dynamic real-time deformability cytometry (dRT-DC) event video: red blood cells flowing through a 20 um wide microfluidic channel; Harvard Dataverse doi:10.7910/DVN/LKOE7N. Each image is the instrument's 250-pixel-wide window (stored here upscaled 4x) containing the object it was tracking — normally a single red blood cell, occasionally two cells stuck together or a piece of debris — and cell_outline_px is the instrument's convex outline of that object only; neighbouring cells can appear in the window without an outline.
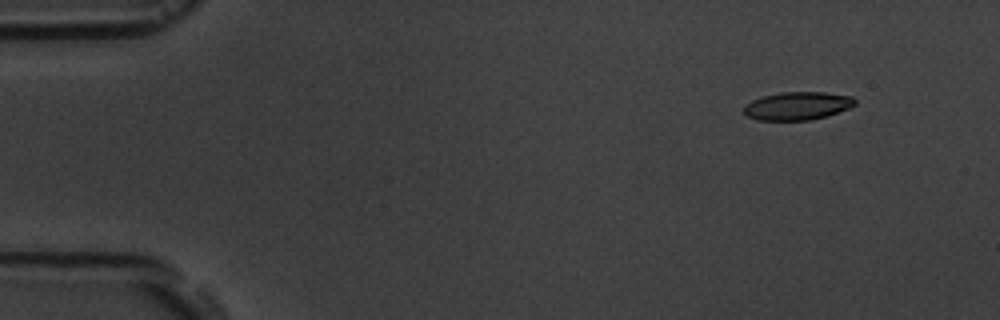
{"species": "common noctule bat (a hibernating species)", "species_latin": "Nyctalus noctula", "temperature_condition": "room temperature", "stored_images_in_passage": 9, "camera_frame_rate_fps": 3000, "um_per_image_px": 0.085, "animal": {"sex": "male", "body_mass_g": 19.5, "forearm_length_mm": 54.6}, "frame": {"image": 1, "passage_image": 1, "time_ms": 0.0, "image_size_px": [1000, 320], "cell_outline_px": [[856, 104], [848, 108], [828, 116], [812, 120], [756, 120], [748, 116], [744, 112], [744, 104], [760, 96], [780, 92], [824, 92], [852, 96], [856, 100]], "centroid_in_image_um": [67.77, 8.99], "position_along_channel_um": 17.2, "area_um2": 18.38}}
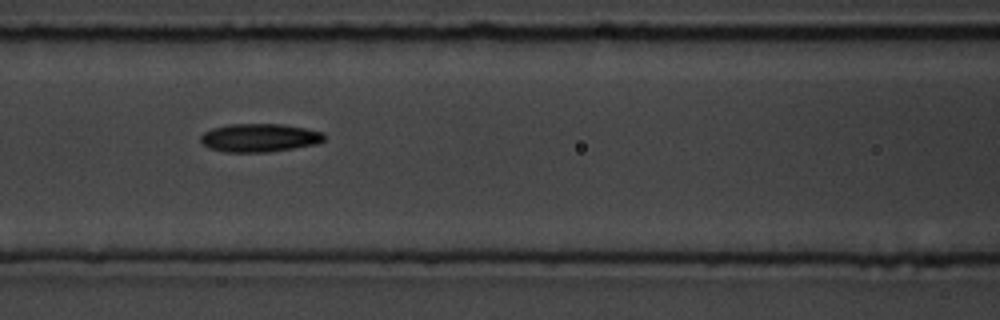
{"frame": {"image": 2, "passage_image": 6, "time_ms": 6.333, "image_size_px": [1000, 320], "cell_outline_px": [[324, 140], [316, 144], [268, 152], [224, 152], [208, 148], [200, 140], [200, 136], [204, 132], [212, 128], [228, 124], [280, 124], [304, 128], [324, 132]], "centroid_in_image_um": [22.02, 11.71], "position_along_channel_um": 144.6, "area_um2": 20.35}}
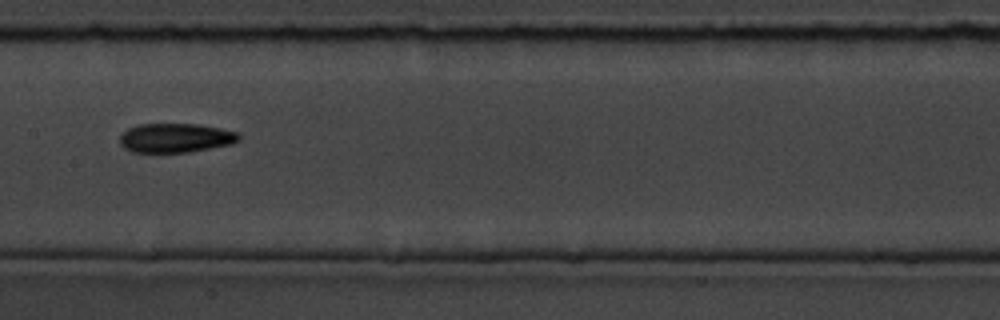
{"frame": {"image": 3, "passage_image": 7, "time_ms": 7.667, "image_size_px": [1000, 320], "cell_outline_px": [[240, 140], [232, 144], [188, 152], [132, 152], [124, 148], [120, 144], [120, 136], [128, 128], [140, 124], [196, 124], [220, 128], [236, 132], [240, 136]], "centroid_in_image_um": [14.92, 11.72], "position_along_channel_um": 192.5, "area_um2": 20.17}}